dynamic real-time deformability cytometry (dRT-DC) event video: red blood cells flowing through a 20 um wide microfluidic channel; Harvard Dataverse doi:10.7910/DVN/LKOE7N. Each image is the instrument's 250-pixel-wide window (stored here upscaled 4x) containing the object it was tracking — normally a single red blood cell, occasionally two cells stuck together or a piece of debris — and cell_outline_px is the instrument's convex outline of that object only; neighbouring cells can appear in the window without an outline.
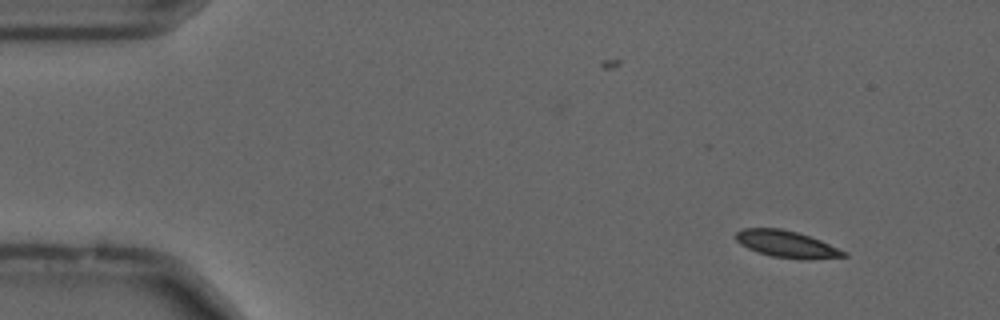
{"species": "common noctule bat (a hibernating species)", "species_latin": "Nyctalus noctula", "temperature_condition": "cold", "stored_images_in_passage": 56, "camera_frame_rate_fps": 3000, "um_per_image_px": 0.085, "animal": {"sex": "male", "forearm_length_mm": 52.5}, "frame": {"image": 1, "passage_image": 6, "time_ms": 1.667, "image_size_px": [1000, 320], "cell_outline_px": [[848, 256], [812, 260], [800, 260], [772, 256], [756, 252], [740, 244], [736, 240], [736, 232], [744, 228], [780, 228], [796, 232], [820, 240], [848, 252]], "centroid_in_image_um": [66.89, 20.77], "position_along_channel_um": 18.1, "area_um2": 16.99}}
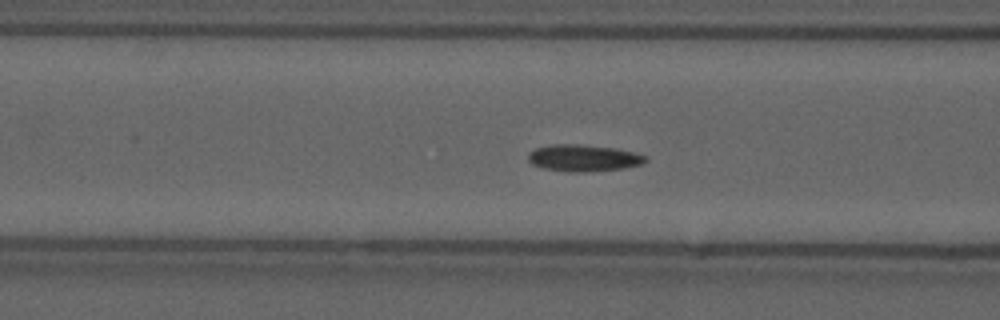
{"frame": {"image": 2, "passage_image": 22, "time_ms": 7.0, "image_size_px": [1000, 320], "cell_outline_px": [[648, 160], [640, 164], [624, 168], [592, 172], [568, 172], [544, 168], [532, 164], [528, 160], [528, 152], [536, 148], [552, 144], [576, 144], [612, 148], [632, 152], [648, 156]], "centroid_in_image_um": [49.58, 13.44], "position_along_channel_um": 117.0, "area_um2": 18.26}}
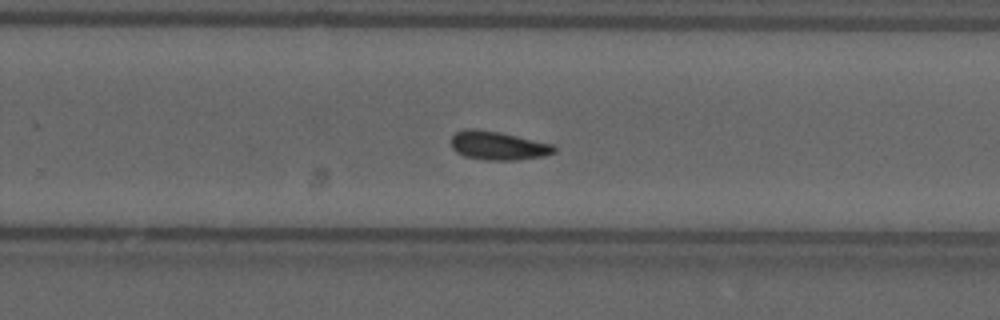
{"frame": {"image": 3, "passage_image": 36, "time_ms": 11.667, "image_size_px": [1000, 320], "cell_outline_px": [[556, 152], [544, 156], [516, 160], [484, 160], [464, 156], [456, 152], [452, 148], [452, 136], [456, 132], [468, 128], [476, 128], [500, 132], [552, 144], [556, 148]], "centroid_in_image_um": [42.32, 12.38], "position_along_channel_um": 287.5, "area_um2": 17.22}, "authors_computed_cell_mechanics": {"area_um2": 16.8198, "velocity_mm_per_s": 3.6677, "shape_relaxation_time_tau1_ms": null, "shape_relaxation_time_tau2_ms": 5.8512, "deformation_change_tau1": null, "deformation_change_tau2": 0.1125}}